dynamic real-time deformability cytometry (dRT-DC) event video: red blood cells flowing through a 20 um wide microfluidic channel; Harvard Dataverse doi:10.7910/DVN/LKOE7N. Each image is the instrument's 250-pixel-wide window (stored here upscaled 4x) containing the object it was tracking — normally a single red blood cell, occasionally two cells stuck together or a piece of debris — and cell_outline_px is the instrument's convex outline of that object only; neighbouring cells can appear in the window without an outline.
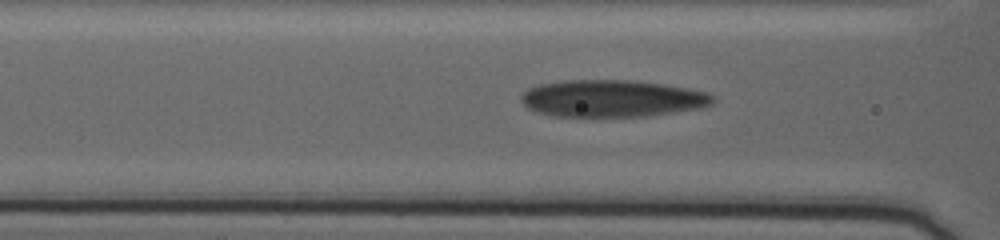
{"species": "human", "species_latin": "Homo sapiens", "temperature_condition": "warm", "stored_images_in_passage": 70, "camera_frame_rate_fps": 3000, "um_per_image_px": 0.085, "donor": {"sex": "female"}, "frame": {"image": 1, "passage_image": 34, "time_ms": 11.0, "image_size_px": [1000, 240], "cell_outline_px": [[716, 100], [712, 104], [696, 108], [644, 116], [552, 116], [536, 112], [528, 108], [524, 104], [524, 92], [540, 84], [564, 80], [628, 80], [660, 84], [684, 88], [704, 92], [712, 96]], "centroid_in_image_um": [51.99, 8.37], "position_along_channel_um": 114.6, "area_um2": 40.46}}
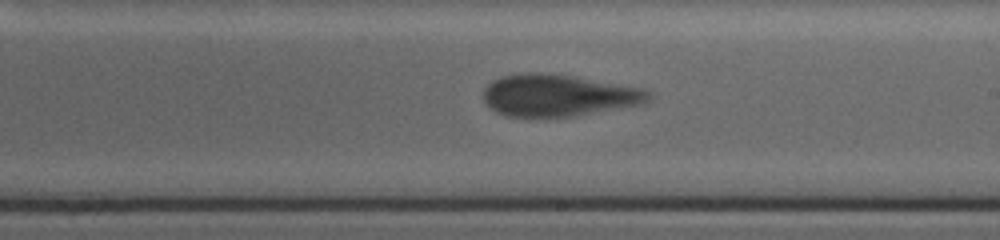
{"frame": {"image": 2, "passage_image": 48, "time_ms": 15.667, "image_size_px": [1000, 240], "cell_outline_px": [[652, 96], [648, 100], [640, 104], [572, 116], [504, 116], [496, 112], [484, 100], [484, 88], [492, 80], [500, 76], [528, 72], [536, 72], [572, 76], [644, 88]], "centroid_in_image_um": [47.42, 8.09], "position_along_channel_um": 241.6, "area_um2": 39.82}}
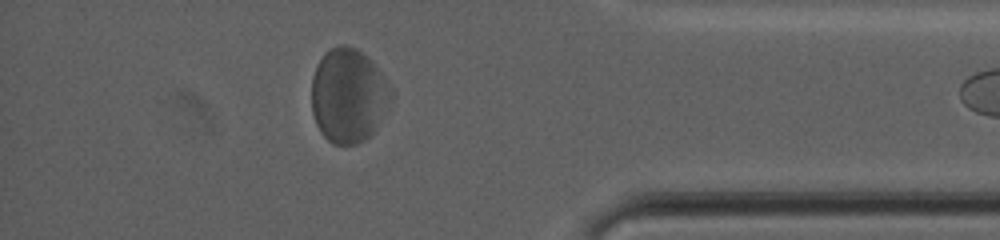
{"frame": {"image": 3, "passage_image": 68, "time_ms": 22.333, "image_size_px": [1000, 240], "cell_outline_px": [[384, 88], [372, 132], [364, 140], [356, 144], [332, 144], [320, 132], [316, 124], [312, 112], [312, 76], [316, 64], [324, 52], [340, 44], [344, 44], [356, 48], [376, 68]], "centroid_in_image_um": [29.37, 8.1], "position_along_channel_um": 405.8, "area_um2": 40.58}}